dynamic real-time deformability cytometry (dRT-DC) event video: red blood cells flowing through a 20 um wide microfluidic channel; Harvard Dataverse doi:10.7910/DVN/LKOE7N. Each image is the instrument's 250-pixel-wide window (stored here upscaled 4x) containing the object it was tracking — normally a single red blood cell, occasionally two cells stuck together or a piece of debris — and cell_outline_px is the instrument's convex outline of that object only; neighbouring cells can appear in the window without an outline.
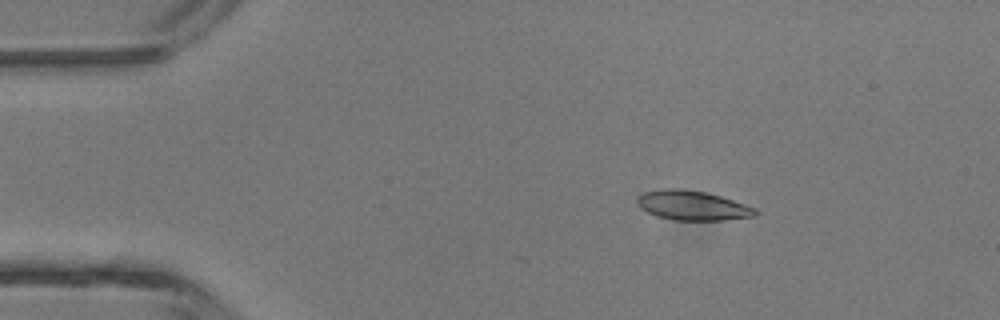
{"species": "common noctule bat (a hibernating species)", "species_latin": "Nyctalus noctula", "temperature_condition": "room temperature", "stored_images_in_passage": 5, "camera_frame_rate_fps": 3000, "um_per_image_px": 0.085, "animal": {"sex": "male", "body_mass_g": 13.3}, "frame": {"image": 1, "passage_image": 2, "time_ms": 2.0, "image_size_px": [1000, 320], "cell_outline_px": [[760, 212], [756, 216], [724, 220], [676, 220], [656, 216], [640, 208], [636, 204], [636, 196], [644, 192], [664, 188], [680, 188], [704, 192], [720, 196], [756, 208]], "centroid_in_image_um": [58.83, 17.46], "position_along_channel_um": 26.2, "area_um2": 20.46}}
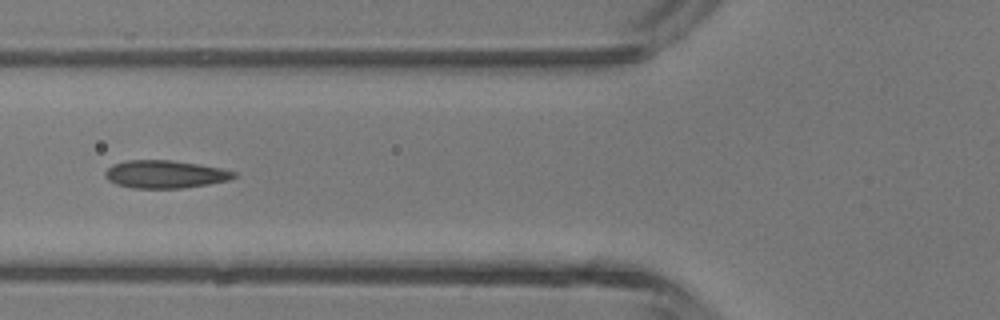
{"frame": {"image": 2, "passage_image": 5, "time_ms": 5.333, "image_size_px": [1000, 320], "cell_outline_px": [[236, 176], [228, 180], [208, 184], [180, 188], [132, 188], [116, 184], [108, 180], [104, 176], [104, 172], [112, 164], [128, 160], [172, 160], [200, 164], [220, 168], [236, 172]], "centroid_in_image_um": [14.0, 14.8], "position_along_channel_um": 111.8, "area_um2": 20.87}}